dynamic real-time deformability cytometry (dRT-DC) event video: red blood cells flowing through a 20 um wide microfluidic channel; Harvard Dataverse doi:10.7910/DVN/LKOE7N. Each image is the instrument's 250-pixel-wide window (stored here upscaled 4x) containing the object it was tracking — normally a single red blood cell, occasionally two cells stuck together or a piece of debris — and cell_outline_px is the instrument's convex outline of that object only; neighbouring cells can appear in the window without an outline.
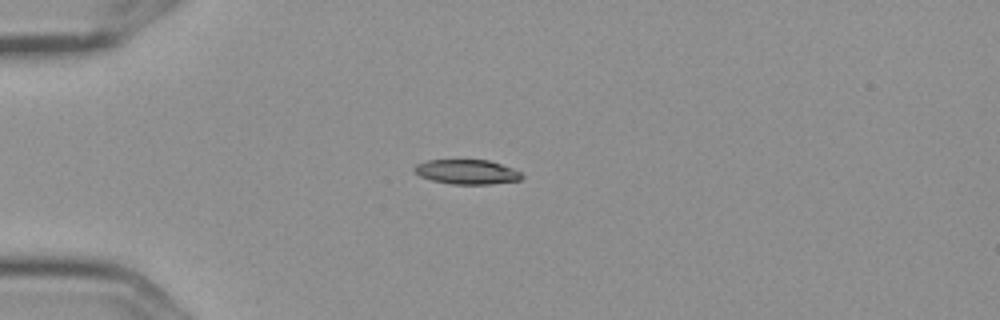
{"species": "Egyptian fruit bat (a non-hibernating species)", "species_latin": "Rousettus aegyptiacus", "temperature_condition": "cold", "stored_images_in_passage": 7, "camera_frame_rate_fps": 3000, "um_per_image_px": 0.085, "frame": {"image": 1, "passage_image": 1, "time_ms": 0.0, "image_size_px": [1000, 320], "cell_outline_px": [[524, 176], [520, 180], [492, 184], [452, 184], [432, 180], [420, 176], [412, 172], [412, 168], [416, 164], [424, 160], [488, 160], [512, 168], [520, 172]], "centroid_in_image_um": [39.64, 14.61], "position_along_channel_um": 45.4, "area_um2": 15.49}}
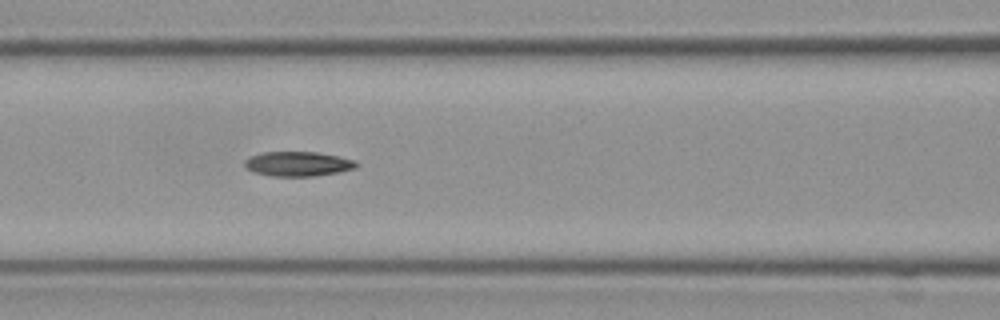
{"frame": {"image": 2, "passage_image": 4, "time_ms": 1.0, "image_size_px": [1000, 320], "cell_outline_px": [[360, 164], [356, 168], [340, 172], [312, 176], [272, 176], [256, 172], [248, 168], [244, 164], [244, 160], [252, 156], [264, 152], [316, 152], [356, 160]], "centroid_in_image_um": [25.38, 13.93], "position_along_channel_um": 141.2, "area_um2": 15.9}}
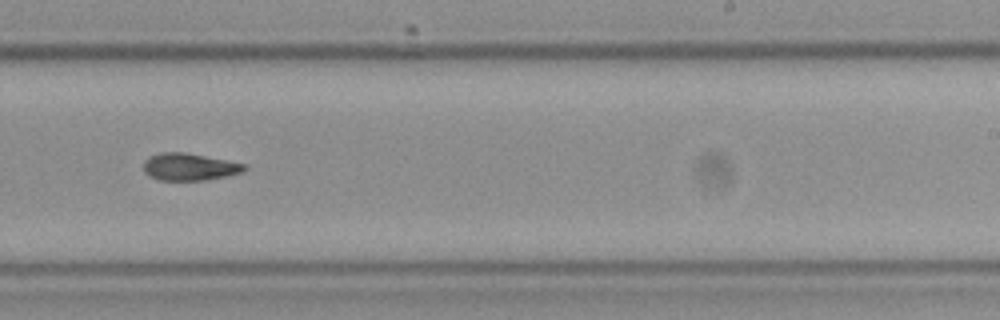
{"frame": {"image": 3, "passage_image": 7, "time_ms": 2.0, "image_size_px": [1000, 320], "cell_outline_px": [[244, 172], [228, 176], [204, 180], [160, 180], [144, 172], [144, 160], [148, 156], [160, 152], [184, 152], [244, 164]], "centroid_in_image_um": [16.06, 14.18], "position_along_channel_um": 272.9, "area_um2": 15.78}}